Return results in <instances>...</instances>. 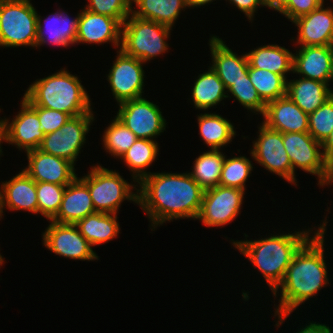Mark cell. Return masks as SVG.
Here are the masks:
<instances>
[{"mask_svg":"<svg viewBox=\"0 0 333 333\" xmlns=\"http://www.w3.org/2000/svg\"><path fill=\"white\" fill-rule=\"evenodd\" d=\"M234 4L241 12L245 13L251 21L258 7L263 6L262 0H228Z\"/></svg>","mask_w":333,"mask_h":333,"instance_id":"cell-42","label":"cell"},{"mask_svg":"<svg viewBox=\"0 0 333 333\" xmlns=\"http://www.w3.org/2000/svg\"><path fill=\"white\" fill-rule=\"evenodd\" d=\"M248 75L260 98L267 104L286 95L287 79L266 69L249 68Z\"/></svg>","mask_w":333,"mask_h":333,"instance_id":"cell-33","label":"cell"},{"mask_svg":"<svg viewBox=\"0 0 333 333\" xmlns=\"http://www.w3.org/2000/svg\"><path fill=\"white\" fill-rule=\"evenodd\" d=\"M331 77H332V80H333V45H332Z\"/></svg>","mask_w":333,"mask_h":333,"instance_id":"cell-49","label":"cell"},{"mask_svg":"<svg viewBox=\"0 0 333 333\" xmlns=\"http://www.w3.org/2000/svg\"><path fill=\"white\" fill-rule=\"evenodd\" d=\"M249 68L266 69L286 79V73L293 71V54L279 45H264L246 53Z\"/></svg>","mask_w":333,"mask_h":333,"instance_id":"cell-26","label":"cell"},{"mask_svg":"<svg viewBox=\"0 0 333 333\" xmlns=\"http://www.w3.org/2000/svg\"><path fill=\"white\" fill-rule=\"evenodd\" d=\"M298 27L297 44L302 46L333 45V9L324 3L309 14L292 21Z\"/></svg>","mask_w":333,"mask_h":333,"instance_id":"cell-18","label":"cell"},{"mask_svg":"<svg viewBox=\"0 0 333 333\" xmlns=\"http://www.w3.org/2000/svg\"><path fill=\"white\" fill-rule=\"evenodd\" d=\"M116 117L141 139L153 140L166 127L158 106L143 97L119 104Z\"/></svg>","mask_w":333,"mask_h":333,"instance_id":"cell-10","label":"cell"},{"mask_svg":"<svg viewBox=\"0 0 333 333\" xmlns=\"http://www.w3.org/2000/svg\"><path fill=\"white\" fill-rule=\"evenodd\" d=\"M213 0H186L187 7H198L203 6L207 3H211Z\"/></svg>","mask_w":333,"mask_h":333,"instance_id":"cell-47","label":"cell"},{"mask_svg":"<svg viewBox=\"0 0 333 333\" xmlns=\"http://www.w3.org/2000/svg\"><path fill=\"white\" fill-rule=\"evenodd\" d=\"M37 17L30 0H0V46L36 47Z\"/></svg>","mask_w":333,"mask_h":333,"instance_id":"cell-6","label":"cell"},{"mask_svg":"<svg viewBox=\"0 0 333 333\" xmlns=\"http://www.w3.org/2000/svg\"><path fill=\"white\" fill-rule=\"evenodd\" d=\"M21 102L22 108L12 122L3 120L4 141L28 152L40 147L45 134L40 130L38 114L24 100Z\"/></svg>","mask_w":333,"mask_h":333,"instance_id":"cell-16","label":"cell"},{"mask_svg":"<svg viewBox=\"0 0 333 333\" xmlns=\"http://www.w3.org/2000/svg\"><path fill=\"white\" fill-rule=\"evenodd\" d=\"M121 27L116 19L84 8L80 11L76 44L111 42L118 48L121 44Z\"/></svg>","mask_w":333,"mask_h":333,"instance_id":"cell-19","label":"cell"},{"mask_svg":"<svg viewBox=\"0 0 333 333\" xmlns=\"http://www.w3.org/2000/svg\"><path fill=\"white\" fill-rule=\"evenodd\" d=\"M332 45L301 46L293 54V73L303 78L329 83L331 77Z\"/></svg>","mask_w":333,"mask_h":333,"instance_id":"cell-21","label":"cell"},{"mask_svg":"<svg viewBox=\"0 0 333 333\" xmlns=\"http://www.w3.org/2000/svg\"><path fill=\"white\" fill-rule=\"evenodd\" d=\"M64 13L65 11H60L49 15L46 20H44L45 27L43 26L41 16L38 15L36 47H40L42 44L44 45L49 42L64 47L70 44H76L80 13H78L74 19L69 18L67 13ZM44 29H46V32Z\"/></svg>","mask_w":333,"mask_h":333,"instance_id":"cell-24","label":"cell"},{"mask_svg":"<svg viewBox=\"0 0 333 333\" xmlns=\"http://www.w3.org/2000/svg\"><path fill=\"white\" fill-rule=\"evenodd\" d=\"M333 129V95L316 111L309 114L308 132L322 143Z\"/></svg>","mask_w":333,"mask_h":333,"instance_id":"cell-37","label":"cell"},{"mask_svg":"<svg viewBox=\"0 0 333 333\" xmlns=\"http://www.w3.org/2000/svg\"><path fill=\"white\" fill-rule=\"evenodd\" d=\"M95 212L88 186L76 177L66 186L60 210L51 221L76 224Z\"/></svg>","mask_w":333,"mask_h":333,"instance_id":"cell-23","label":"cell"},{"mask_svg":"<svg viewBox=\"0 0 333 333\" xmlns=\"http://www.w3.org/2000/svg\"><path fill=\"white\" fill-rule=\"evenodd\" d=\"M263 6L277 10L281 13L289 3V0H262Z\"/></svg>","mask_w":333,"mask_h":333,"instance_id":"cell-45","label":"cell"},{"mask_svg":"<svg viewBox=\"0 0 333 333\" xmlns=\"http://www.w3.org/2000/svg\"><path fill=\"white\" fill-rule=\"evenodd\" d=\"M66 186L36 182L38 213L52 220L60 210Z\"/></svg>","mask_w":333,"mask_h":333,"instance_id":"cell-35","label":"cell"},{"mask_svg":"<svg viewBox=\"0 0 333 333\" xmlns=\"http://www.w3.org/2000/svg\"><path fill=\"white\" fill-rule=\"evenodd\" d=\"M93 121V113L71 117L60 129L46 134L38 149L74 164Z\"/></svg>","mask_w":333,"mask_h":333,"instance_id":"cell-8","label":"cell"},{"mask_svg":"<svg viewBox=\"0 0 333 333\" xmlns=\"http://www.w3.org/2000/svg\"><path fill=\"white\" fill-rule=\"evenodd\" d=\"M5 206L12 211L22 209L38 214L36 181L24 170L8 182H2L0 188V218Z\"/></svg>","mask_w":333,"mask_h":333,"instance_id":"cell-20","label":"cell"},{"mask_svg":"<svg viewBox=\"0 0 333 333\" xmlns=\"http://www.w3.org/2000/svg\"><path fill=\"white\" fill-rule=\"evenodd\" d=\"M324 159L333 156V129L330 135L321 143Z\"/></svg>","mask_w":333,"mask_h":333,"instance_id":"cell-46","label":"cell"},{"mask_svg":"<svg viewBox=\"0 0 333 333\" xmlns=\"http://www.w3.org/2000/svg\"><path fill=\"white\" fill-rule=\"evenodd\" d=\"M225 156L219 149H211L195 159L191 177L204 189L219 185Z\"/></svg>","mask_w":333,"mask_h":333,"instance_id":"cell-32","label":"cell"},{"mask_svg":"<svg viewBox=\"0 0 333 333\" xmlns=\"http://www.w3.org/2000/svg\"><path fill=\"white\" fill-rule=\"evenodd\" d=\"M80 179L88 186L97 212L117 214L124 200L137 203V191L136 193L131 191L132 188L137 190L135 187L137 185L128 184L116 171L97 165Z\"/></svg>","mask_w":333,"mask_h":333,"instance_id":"cell-7","label":"cell"},{"mask_svg":"<svg viewBox=\"0 0 333 333\" xmlns=\"http://www.w3.org/2000/svg\"><path fill=\"white\" fill-rule=\"evenodd\" d=\"M151 139H141L133 143V145L122 155L121 160L125 162L128 168L133 172V181L140 182L151 172H146L147 169L157 157L159 152L158 143Z\"/></svg>","mask_w":333,"mask_h":333,"instance_id":"cell-30","label":"cell"},{"mask_svg":"<svg viewBox=\"0 0 333 333\" xmlns=\"http://www.w3.org/2000/svg\"><path fill=\"white\" fill-rule=\"evenodd\" d=\"M262 124L281 132H308L309 115L302 111L287 95L266 104Z\"/></svg>","mask_w":333,"mask_h":333,"instance_id":"cell-17","label":"cell"},{"mask_svg":"<svg viewBox=\"0 0 333 333\" xmlns=\"http://www.w3.org/2000/svg\"><path fill=\"white\" fill-rule=\"evenodd\" d=\"M27 153L28 167L23 169L34 181L67 186L77 175L75 164L39 149Z\"/></svg>","mask_w":333,"mask_h":333,"instance_id":"cell-15","label":"cell"},{"mask_svg":"<svg viewBox=\"0 0 333 333\" xmlns=\"http://www.w3.org/2000/svg\"><path fill=\"white\" fill-rule=\"evenodd\" d=\"M138 184L137 204L147 213L153 229L173 219H197L204 189L190 173H151Z\"/></svg>","mask_w":333,"mask_h":333,"instance_id":"cell-1","label":"cell"},{"mask_svg":"<svg viewBox=\"0 0 333 333\" xmlns=\"http://www.w3.org/2000/svg\"><path fill=\"white\" fill-rule=\"evenodd\" d=\"M117 52L107 79L113 96L121 104L142 97L145 73L142 61L125 54L121 49Z\"/></svg>","mask_w":333,"mask_h":333,"instance_id":"cell-12","label":"cell"},{"mask_svg":"<svg viewBox=\"0 0 333 333\" xmlns=\"http://www.w3.org/2000/svg\"><path fill=\"white\" fill-rule=\"evenodd\" d=\"M286 95L309 115L328 100L333 91L327 83L301 77L299 80H287Z\"/></svg>","mask_w":333,"mask_h":333,"instance_id":"cell-25","label":"cell"},{"mask_svg":"<svg viewBox=\"0 0 333 333\" xmlns=\"http://www.w3.org/2000/svg\"><path fill=\"white\" fill-rule=\"evenodd\" d=\"M130 18V19H129ZM121 46L125 54L143 63L154 59L168 50L166 38L171 28L160 23L140 19L130 14L121 27Z\"/></svg>","mask_w":333,"mask_h":333,"instance_id":"cell-5","label":"cell"},{"mask_svg":"<svg viewBox=\"0 0 333 333\" xmlns=\"http://www.w3.org/2000/svg\"><path fill=\"white\" fill-rule=\"evenodd\" d=\"M332 330L326 326L325 324L320 323H310L309 325L305 326L301 331L296 333H331Z\"/></svg>","mask_w":333,"mask_h":333,"instance_id":"cell-44","label":"cell"},{"mask_svg":"<svg viewBox=\"0 0 333 333\" xmlns=\"http://www.w3.org/2000/svg\"><path fill=\"white\" fill-rule=\"evenodd\" d=\"M326 224V220L323 221L314 236H311L294 254L281 284L273 291L276 297L278 289H281L280 303L275 310V315L279 319L276 326L282 324L300 304L329 284L323 247Z\"/></svg>","mask_w":333,"mask_h":333,"instance_id":"cell-2","label":"cell"},{"mask_svg":"<svg viewBox=\"0 0 333 333\" xmlns=\"http://www.w3.org/2000/svg\"><path fill=\"white\" fill-rule=\"evenodd\" d=\"M253 167L251 161L245 156L233 157L225 160L222 166L219 185L235 187L245 191V182Z\"/></svg>","mask_w":333,"mask_h":333,"instance_id":"cell-36","label":"cell"},{"mask_svg":"<svg viewBox=\"0 0 333 333\" xmlns=\"http://www.w3.org/2000/svg\"><path fill=\"white\" fill-rule=\"evenodd\" d=\"M30 107L38 114L40 130L45 135L60 129L71 118L67 113L61 111L38 106Z\"/></svg>","mask_w":333,"mask_h":333,"instance_id":"cell-40","label":"cell"},{"mask_svg":"<svg viewBox=\"0 0 333 333\" xmlns=\"http://www.w3.org/2000/svg\"><path fill=\"white\" fill-rule=\"evenodd\" d=\"M236 100L241 103L248 110L264 113L266 103L260 98L256 88L252 84L249 75L245 78L239 79L227 89Z\"/></svg>","mask_w":333,"mask_h":333,"instance_id":"cell-38","label":"cell"},{"mask_svg":"<svg viewBox=\"0 0 333 333\" xmlns=\"http://www.w3.org/2000/svg\"><path fill=\"white\" fill-rule=\"evenodd\" d=\"M324 3V0H289L286 8L281 12L291 22L309 14Z\"/></svg>","mask_w":333,"mask_h":333,"instance_id":"cell-41","label":"cell"},{"mask_svg":"<svg viewBox=\"0 0 333 333\" xmlns=\"http://www.w3.org/2000/svg\"><path fill=\"white\" fill-rule=\"evenodd\" d=\"M333 183V156L324 159L323 173L318 181V185L325 186Z\"/></svg>","mask_w":333,"mask_h":333,"instance_id":"cell-43","label":"cell"},{"mask_svg":"<svg viewBox=\"0 0 333 333\" xmlns=\"http://www.w3.org/2000/svg\"><path fill=\"white\" fill-rule=\"evenodd\" d=\"M4 259L2 258L1 254H0V266L3 264Z\"/></svg>","mask_w":333,"mask_h":333,"instance_id":"cell-50","label":"cell"},{"mask_svg":"<svg viewBox=\"0 0 333 333\" xmlns=\"http://www.w3.org/2000/svg\"><path fill=\"white\" fill-rule=\"evenodd\" d=\"M199 134L211 148L219 149L232 141L236 136L234 126L218 114L204 113L198 115Z\"/></svg>","mask_w":333,"mask_h":333,"instance_id":"cell-31","label":"cell"},{"mask_svg":"<svg viewBox=\"0 0 333 333\" xmlns=\"http://www.w3.org/2000/svg\"><path fill=\"white\" fill-rule=\"evenodd\" d=\"M4 141V126H3V119L0 120V145L1 142ZM2 154V149L0 146V155Z\"/></svg>","mask_w":333,"mask_h":333,"instance_id":"cell-48","label":"cell"},{"mask_svg":"<svg viewBox=\"0 0 333 333\" xmlns=\"http://www.w3.org/2000/svg\"><path fill=\"white\" fill-rule=\"evenodd\" d=\"M244 192L239 188L221 185L204 190L197 220L208 227L228 224L239 214Z\"/></svg>","mask_w":333,"mask_h":333,"instance_id":"cell-9","label":"cell"},{"mask_svg":"<svg viewBox=\"0 0 333 333\" xmlns=\"http://www.w3.org/2000/svg\"><path fill=\"white\" fill-rule=\"evenodd\" d=\"M138 10L131 11L137 18L154 21L169 28L174 26L181 9L187 7L186 0H132Z\"/></svg>","mask_w":333,"mask_h":333,"instance_id":"cell-28","label":"cell"},{"mask_svg":"<svg viewBox=\"0 0 333 333\" xmlns=\"http://www.w3.org/2000/svg\"><path fill=\"white\" fill-rule=\"evenodd\" d=\"M136 140V135L117 117L112 120L103 135L105 150H107L109 154H113L114 157L119 158L122 157Z\"/></svg>","mask_w":333,"mask_h":333,"instance_id":"cell-34","label":"cell"},{"mask_svg":"<svg viewBox=\"0 0 333 333\" xmlns=\"http://www.w3.org/2000/svg\"><path fill=\"white\" fill-rule=\"evenodd\" d=\"M43 244L59 256L78 260H98L92 246L75 224L53 222L43 233Z\"/></svg>","mask_w":333,"mask_h":333,"instance_id":"cell-13","label":"cell"},{"mask_svg":"<svg viewBox=\"0 0 333 333\" xmlns=\"http://www.w3.org/2000/svg\"><path fill=\"white\" fill-rule=\"evenodd\" d=\"M85 7L90 12L116 19L121 25L132 11V0H88Z\"/></svg>","mask_w":333,"mask_h":333,"instance_id":"cell-39","label":"cell"},{"mask_svg":"<svg viewBox=\"0 0 333 333\" xmlns=\"http://www.w3.org/2000/svg\"><path fill=\"white\" fill-rule=\"evenodd\" d=\"M23 100L29 106L61 111L70 117L93 112L89 95L78 77L65 69L33 82Z\"/></svg>","mask_w":333,"mask_h":333,"instance_id":"cell-4","label":"cell"},{"mask_svg":"<svg viewBox=\"0 0 333 333\" xmlns=\"http://www.w3.org/2000/svg\"><path fill=\"white\" fill-rule=\"evenodd\" d=\"M75 225L91 246L112 240L120 231L117 214L113 213L96 211L78 221Z\"/></svg>","mask_w":333,"mask_h":333,"instance_id":"cell-27","label":"cell"},{"mask_svg":"<svg viewBox=\"0 0 333 333\" xmlns=\"http://www.w3.org/2000/svg\"><path fill=\"white\" fill-rule=\"evenodd\" d=\"M308 231L273 235L254 241H233V245L263 274L272 292L281 284L294 254L309 239Z\"/></svg>","mask_w":333,"mask_h":333,"instance_id":"cell-3","label":"cell"},{"mask_svg":"<svg viewBox=\"0 0 333 333\" xmlns=\"http://www.w3.org/2000/svg\"><path fill=\"white\" fill-rule=\"evenodd\" d=\"M225 85L212 67L207 72L200 74L192 89V99L197 109H208L217 105L229 95Z\"/></svg>","mask_w":333,"mask_h":333,"instance_id":"cell-29","label":"cell"},{"mask_svg":"<svg viewBox=\"0 0 333 333\" xmlns=\"http://www.w3.org/2000/svg\"><path fill=\"white\" fill-rule=\"evenodd\" d=\"M212 68L228 89L233 82L245 78L249 72L247 54L238 56L219 37L213 36L209 41Z\"/></svg>","mask_w":333,"mask_h":333,"instance_id":"cell-22","label":"cell"},{"mask_svg":"<svg viewBox=\"0 0 333 333\" xmlns=\"http://www.w3.org/2000/svg\"><path fill=\"white\" fill-rule=\"evenodd\" d=\"M258 134L257 140L253 142L251 156L269 172L293 183V170L283 144V133L262 124Z\"/></svg>","mask_w":333,"mask_h":333,"instance_id":"cell-11","label":"cell"},{"mask_svg":"<svg viewBox=\"0 0 333 333\" xmlns=\"http://www.w3.org/2000/svg\"><path fill=\"white\" fill-rule=\"evenodd\" d=\"M283 144L290 158L293 170V184H296L295 167L317 175L320 179L324 168L322 145L309 132L283 133ZM320 148V149H319Z\"/></svg>","mask_w":333,"mask_h":333,"instance_id":"cell-14","label":"cell"}]
</instances>
